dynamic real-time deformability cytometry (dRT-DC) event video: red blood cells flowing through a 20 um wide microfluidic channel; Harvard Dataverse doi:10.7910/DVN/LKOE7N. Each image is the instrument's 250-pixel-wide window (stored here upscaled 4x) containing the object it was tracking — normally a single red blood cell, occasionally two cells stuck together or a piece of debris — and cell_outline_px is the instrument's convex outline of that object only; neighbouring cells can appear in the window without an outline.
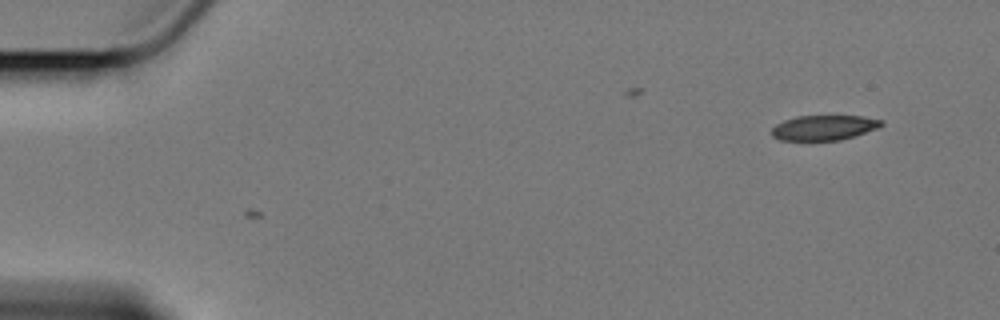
{"species": "Egyptian fruit bat (a non-hibernating species)", "species_latin": "Rousettus aegyptiacus", "temperature_condition": "cold", "stored_images_in_passage": 10, "camera_frame_rate_fps": 3000, "um_per_image_px": 0.085, "animal": {"sex": "female"}, "frame": {"image": 1, "passage_image": 10, "time_ms": 3.0, "image_size_px": [1000, 320], "cell_outline_px": [[884, 124], [880, 128], [840, 140], [780, 140], [772, 136], [772, 128], [776, 124], [784, 120], [796, 116], [864, 116], [884, 120]], "centroid_in_image_um": [70.08, 10.84], "position_along_channel_um": 14.9, "area_um2": 16.07}}